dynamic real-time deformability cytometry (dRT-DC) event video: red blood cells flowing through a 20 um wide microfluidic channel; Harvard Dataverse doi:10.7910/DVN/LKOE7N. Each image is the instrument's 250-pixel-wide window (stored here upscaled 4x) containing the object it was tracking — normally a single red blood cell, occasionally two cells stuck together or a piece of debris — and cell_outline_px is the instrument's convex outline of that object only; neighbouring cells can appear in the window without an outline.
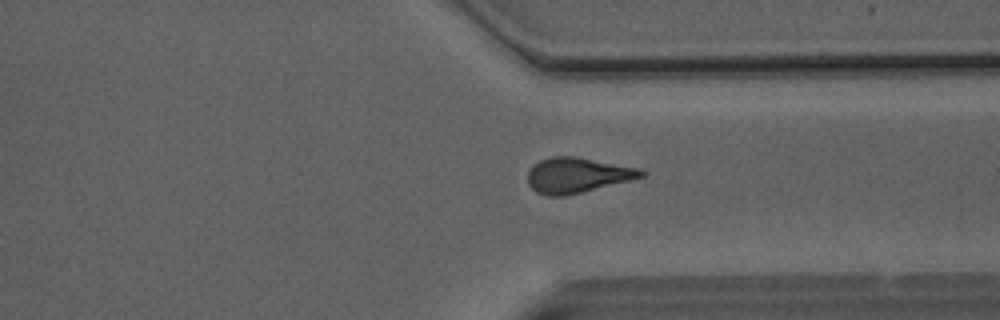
{"species": "Egyptian fruit bat (a non-hibernating species)", "species_latin": "Rousettus aegyptiacus", "temperature_condition": "room temperature", "stored_images_in_passage": 46, "camera_frame_rate_fps": 3000, "um_per_image_px": 0.085, "animal": {"sex": "male"}, "frame": {"image": 1, "passage_image": 34, "time_ms": 11.0, "image_size_px": [1000, 320], "cell_outline_px": [[648, 172], [644, 176], [564, 196], [544, 196], [536, 192], [528, 184], [528, 172], [532, 164], [540, 160], [552, 156], [572, 156], [640, 168]], "centroid_in_image_um": [49.02, 14.88], "position_along_channel_um": 362.4, "area_um2": 23.06}}
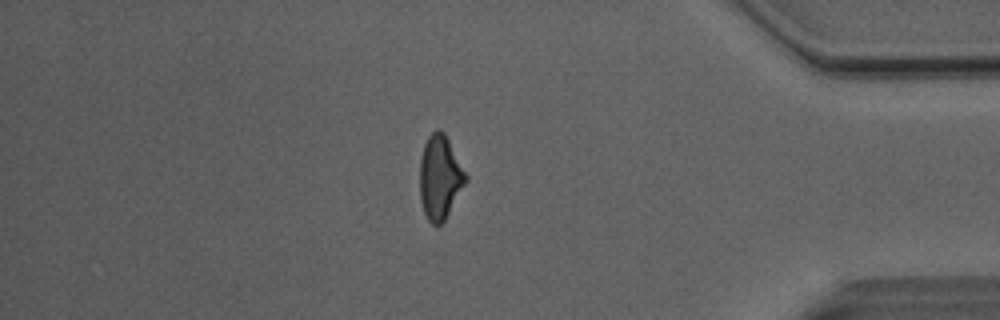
{"frame": {"image": 2, "passage_image": 39, "time_ms": 12.667, "image_size_px": [1000, 320], "cell_outline_px": [[468, 180], [444, 220], [436, 228], [428, 220], [424, 212], [420, 200], [420, 160], [424, 144], [428, 136], [436, 128], [440, 128], [444, 132], [468, 176]], "centroid_in_image_um": [37.39, 15.07], "position_along_channel_um": 397.8, "area_um2": 22.54}}
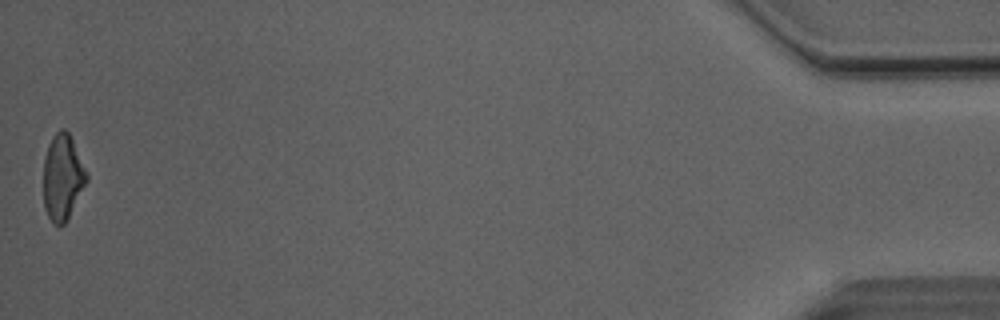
{"frame": {"image": 3, "passage_image": 46, "time_ms": 15.0, "image_size_px": [1000, 320], "cell_outline_px": [[88, 180], [64, 224], [60, 228], [48, 216], [44, 208], [44, 156], [48, 144], [52, 136], [60, 128], [64, 128], [68, 132], [88, 172]], "centroid_in_image_um": [5.32, 15.04], "position_along_channel_um": 429.9, "area_um2": 21.5}, "authors_computed_cell_mechanics": {"area_um2": 23.2934, "velocity_mm_per_s": 4.1089, "shape_relaxation_time_tau1_ms": null, "shape_relaxation_time_tau2_ms": 2.6347, "deformation_change_tau1": null, "deformation_change_tau2": 0.1289}}